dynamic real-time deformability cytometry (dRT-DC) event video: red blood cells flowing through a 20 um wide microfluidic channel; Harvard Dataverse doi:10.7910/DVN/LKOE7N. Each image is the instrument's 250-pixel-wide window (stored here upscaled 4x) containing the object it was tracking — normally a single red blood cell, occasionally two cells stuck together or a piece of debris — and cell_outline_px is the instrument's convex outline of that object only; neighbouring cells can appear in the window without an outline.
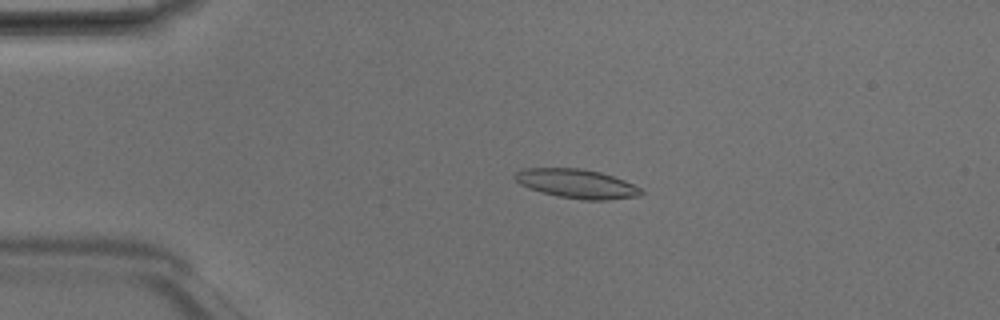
{"species": "Egyptian fruit bat (a non-hibernating species)", "species_latin": "Rousettus aegyptiacus", "temperature_condition": "room temperature", "stored_images_in_passage": 5, "camera_frame_rate_fps": 3000, "um_per_image_px": 0.085, "animal": {"sex": "male"}, "frame": {"image": 1, "passage_image": 4, "time_ms": 1.0, "image_size_px": [1000, 320], "cell_outline_px": [[644, 192], [640, 196], [608, 200], [584, 200], [556, 196], [540, 192], [528, 188], [520, 184], [512, 176], [516, 172], [524, 168], [580, 168], [600, 172], [624, 180], [640, 188]], "centroid_in_image_um": [49.0, 15.62], "position_along_channel_um": 36.0, "area_um2": 21.5}}